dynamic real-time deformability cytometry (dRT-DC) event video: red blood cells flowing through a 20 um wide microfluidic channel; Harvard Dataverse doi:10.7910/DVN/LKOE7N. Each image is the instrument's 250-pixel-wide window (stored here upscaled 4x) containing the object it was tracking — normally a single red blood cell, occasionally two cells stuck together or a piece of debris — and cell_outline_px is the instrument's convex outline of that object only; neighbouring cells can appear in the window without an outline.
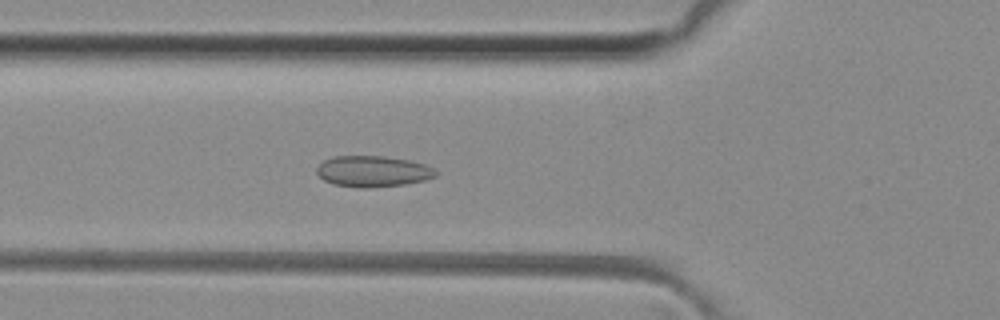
{"species": "common noctule bat (a hibernating species)", "species_latin": "Nyctalus noctula", "temperature_condition": "room temperature", "stored_images_in_passage": 35, "camera_frame_rate_fps": 3000, "um_per_image_px": 0.085, "animal": {"sex": "female", "body_mass_g": 29.2, "forearm_length_mm": 56.3}, "frame": {"image": 1, "passage_image": 3, "time_ms": 0.667, "image_size_px": [1000, 320], "cell_outline_px": [[440, 172], [436, 176], [424, 180], [404, 184], [368, 188], [356, 188], [332, 184], [324, 180], [316, 172], [316, 168], [324, 160], [332, 156], [380, 156], [412, 160], [424, 164]], "centroid_in_image_um": [31.69, 14.56], "position_along_channel_um": 94.1, "area_um2": 21.68}}
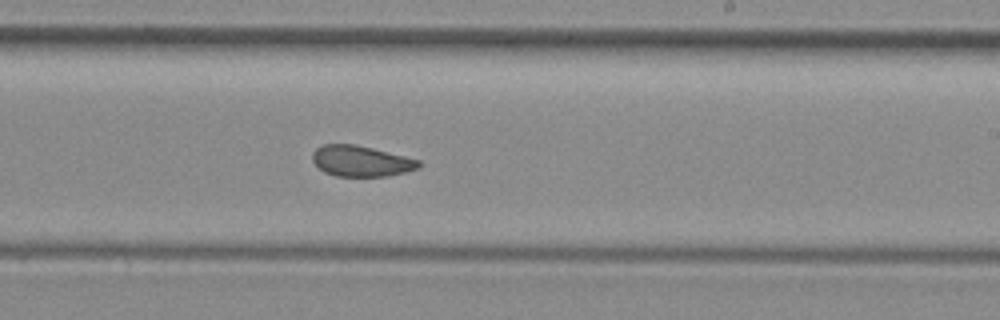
{"frame": {"image": 2, "passage_image": 15, "time_ms": 4.667, "image_size_px": [1000, 320], "cell_outline_px": [[420, 168], [388, 176], [336, 176], [324, 172], [312, 160], [312, 152], [320, 144], [356, 144], [420, 160]], "centroid_in_image_um": [30.67, 13.68], "position_along_channel_um": 258.3, "area_um2": 19.07}}
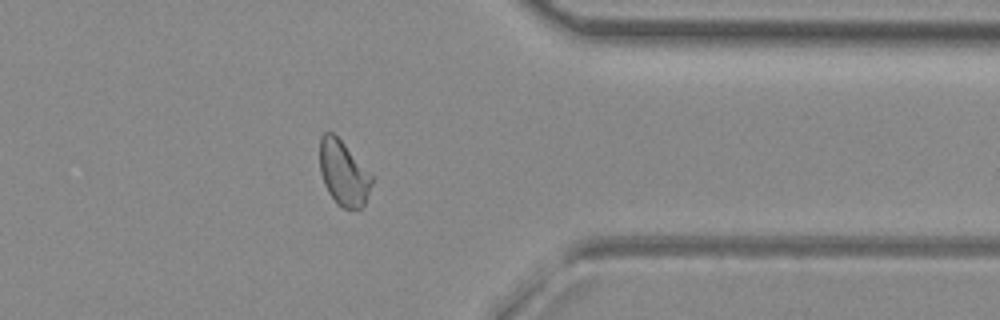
{"frame": {"image": 3, "passage_image": 25, "time_ms": 8.0, "image_size_px": [1000, 320], "cell_outline_px": [[372, 184], [364, 204], [360, 208], [344, 208], [336, 204], [328, 192], [324, 184], [320, 172], [320, 136], [324, 132], [332, 132], [344, 144], [372, 176]], "centroid_in_image_um": [29.16, 14.72], "position_along_channel_um": 382.2, "area_um2": 19.31}, "authors_computed_cell_mechanics": {"area_um2": 20.0566, "velocity_mm_per_s": 4.101, "shape_relaxation_time_tau1_ms": null, "shape_relaxation_time_tau2_ms": 1.3861, "deformation_change_tau1": null, "deformation_change_tau2": 0.04}}